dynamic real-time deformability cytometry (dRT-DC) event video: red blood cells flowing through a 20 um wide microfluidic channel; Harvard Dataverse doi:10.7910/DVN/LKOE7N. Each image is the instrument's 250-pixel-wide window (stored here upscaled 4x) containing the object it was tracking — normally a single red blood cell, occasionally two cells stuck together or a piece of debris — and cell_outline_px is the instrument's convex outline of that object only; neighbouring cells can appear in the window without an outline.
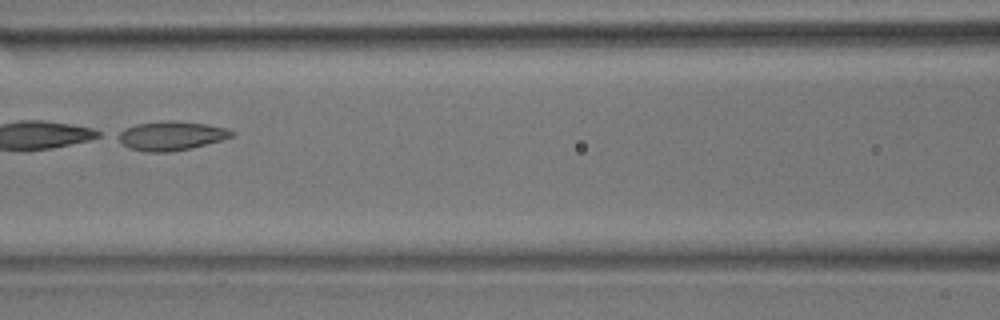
{"species": "common noctule bat (a hibernating species)", "species_latin": "Nyctalus noctula", "temperature_condition": "room temperature", "stored_images_in_passage": 4, "camera_frame_rate_fps": 3000, "um_per_image_px": 0.085, "animal": {"sex": "male", "body_mass_g": 17.9}, "frame": {"image": 1, "passage_image": 3, "time_ms": 2.333, "image_size_px": [1000, 320], "cell_outline_px": [[236, 136], [192, 148], [172, 152], [144, 152], [128, 148], [112, 136], [116, 132], [124, 128], [136, 124], [164, 120], [176, 120], [208, 124], [228, 128], [236, 132]], "centroid_in_image_um": [14.52, 11.54], "position_along_channel_um": 152.1, "area_um2": 20.0}}